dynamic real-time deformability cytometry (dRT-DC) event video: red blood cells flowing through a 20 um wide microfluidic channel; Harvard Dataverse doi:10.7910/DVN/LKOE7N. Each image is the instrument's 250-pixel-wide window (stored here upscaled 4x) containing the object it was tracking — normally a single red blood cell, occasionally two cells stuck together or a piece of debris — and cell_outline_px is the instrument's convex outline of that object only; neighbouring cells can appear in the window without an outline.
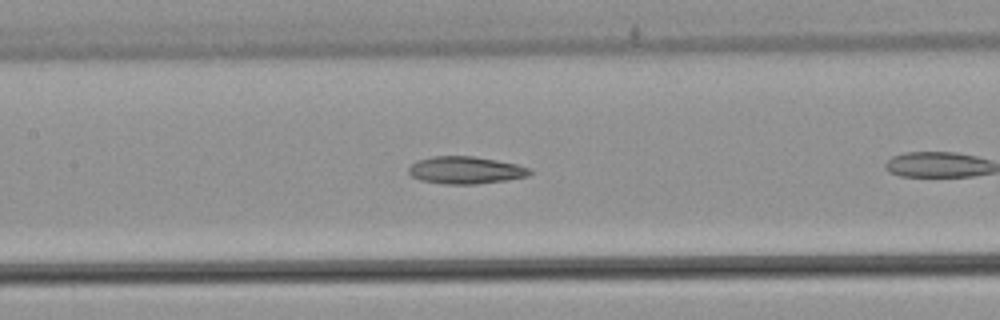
{"species": "common noctule bat (a hibernating species)", "species_latin": "Nyctalus noctula", "temperature_condition": "warm", "stored_images_in_passage": 21, "camera_frame_rate_fps": 3000, "um_per_image_px": 0.085, "animal": {"sex": "male", "body_mass_g": 21.5, "forearm_length_mm": 52.0}, "frame": {"image": 1, "passage_image": 10, "time_ms": 3.0, "image_size_px": [1000, 320], "cell_outline_px": [[532, 172], [528, 176], [508, 180], [476, 184], [444, 184], [420, 180], [412, 176], [408, 172], [408, 168], [416, 160], [432, 156], [472, 156], [496, 160], [516, 164], [532, 168]], "centroid_in_image_um": [39.58, 14.46], "position_along_channel_um": 167.8, "area_um2": 19.42}}